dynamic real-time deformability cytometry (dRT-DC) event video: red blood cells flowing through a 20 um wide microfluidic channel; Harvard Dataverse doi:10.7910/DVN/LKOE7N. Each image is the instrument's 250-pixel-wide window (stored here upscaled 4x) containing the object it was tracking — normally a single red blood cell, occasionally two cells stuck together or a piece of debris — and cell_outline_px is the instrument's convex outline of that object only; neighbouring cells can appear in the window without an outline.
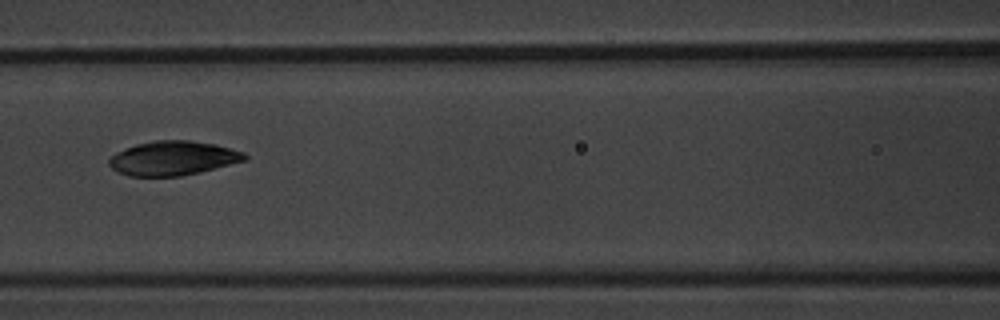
{"species": "common noctule bat (a hibernating species)", "species_latin": "Nyctalus noctula", "temperature_condition": "warm", "stored_images_in_passage": 15, "camera_frame_rate_fps": 3000, "um_per_image_px": 0.085, "animal": {"sex": "male", "body_mass_g": 20.1, "forearm_length_mm": 53.5}, "frame": {"image": 1, "passage_image": 7, "time_ms": 8.0, "image_size_px": [1000, 320], "cell_outline_px": [[248, 160], [200, 172], [180, 176], [128, 176], [112, 168], [108, 164], [108, 160], [116, 152], [124, 148], [136, 144], [152, 140], [192, 140], [216, 144], [244, 152], [248, 156]], "centroid_in_image_um": [14.73, 13.44], "position_along_channel_um": 151.9, "area_um2": 27.28}}
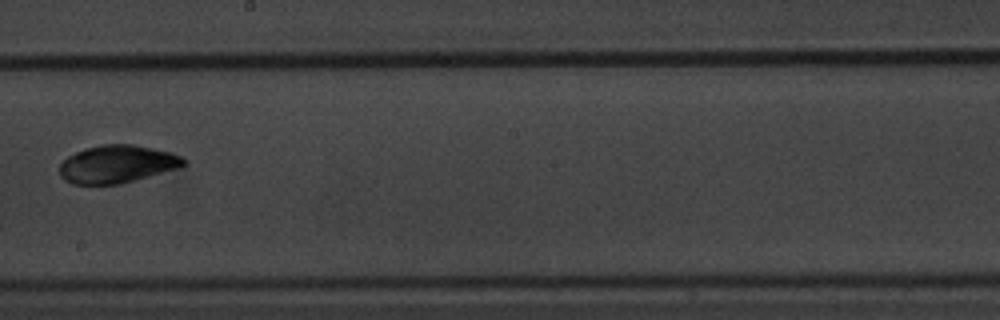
{"frame": {"image": 2, "passage_image": 9, "time_ms": 10.333, "image_size_px": [1000, 320], "cell_outline_px": [[188, 164], [176, 168], [136, 180], [120, 184], [72, 184], [64, 180], [60, 176], [60, 164], [68, 156], [84, 148], [100, 144], [132, 144], [172, 152], [184, 156], [188, 160]], "centroid_in_image_um": [9.98, 13.94], "position_along_channel_um": 238.2, "area_um2": 27.51}, "authors_computed_cell_mechanics": {"area_um2": 27.2816, "velocity_mm_per_s": 3.7129, "shape_relaxation_time_tau1_ms": 5.0252, "shape_relaxation_time_tau2_ms": 0.9366, "deformation_change_tau1": 0.1456, "deformation_change_tau2": 0.0355}}